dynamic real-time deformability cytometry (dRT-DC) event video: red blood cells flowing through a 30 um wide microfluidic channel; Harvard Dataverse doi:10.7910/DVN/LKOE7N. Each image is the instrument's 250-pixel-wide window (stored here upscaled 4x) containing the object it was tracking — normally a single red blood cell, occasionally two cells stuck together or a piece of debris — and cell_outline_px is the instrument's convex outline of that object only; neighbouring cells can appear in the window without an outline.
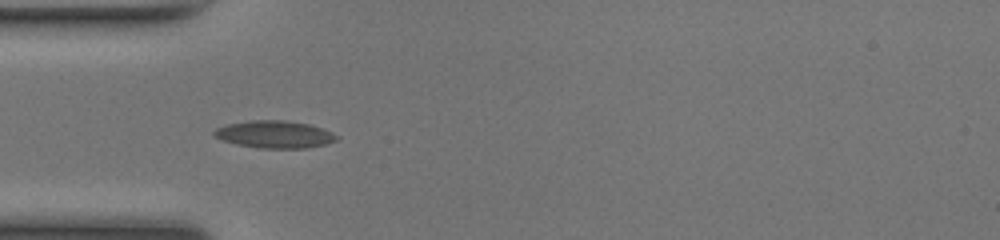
{"species": "common noctule bat (a hibernating species)", "species_latin": "Nyctalus noctula", "temperature_condition": "room temperature", "stored_images_in_passage": 35, "camera_frame_rate_fps": 3000, "um_per_image_px": 0.085, "animal": {"sex": "female", "body_mass_g": 17.0, "forearm_length_mm": 48.0}, "frame": {"image": 1, "passage_image": 1, "time_ms": 0.0, "image_size_px": [1000, 240], "cell_outline_px": [[340, 140], [308, 148], [260, 148], [236, 144], [224, 140], [216, 136], [212, 132], [216, 128], [228, 124], [248, 120], [284, 120], [308, 124], [332, 132], [340, 136]], "centroid_in_image_um": [23.38, 11.42], "position_along_channel_um": 61.6, "area_um2": 19.48}}
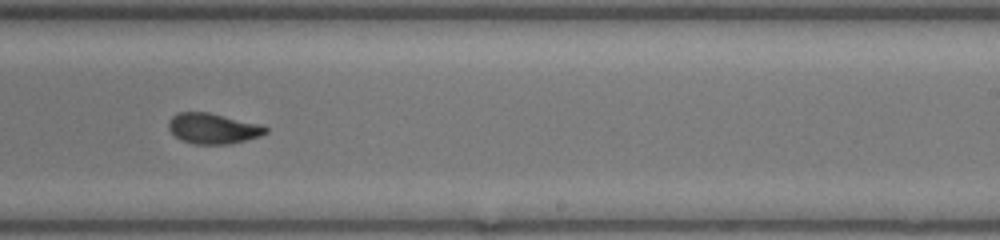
{"frame": {"image": 2, "passage_image": 16, "time_ms": 5.0, "image_size_px": [1000, 240], "cell_outline_px": [[268, 132], [260, 136], [232, 144], [192, 144], [180, 140], [168, 128], [168, 120], [176, 112], [208, 112], [260, 124], [268, 128]], "centroid_in_image_um": [18.09, 10.92], "position_along_channel_um": 270.9, "area_um2": 17.4}}
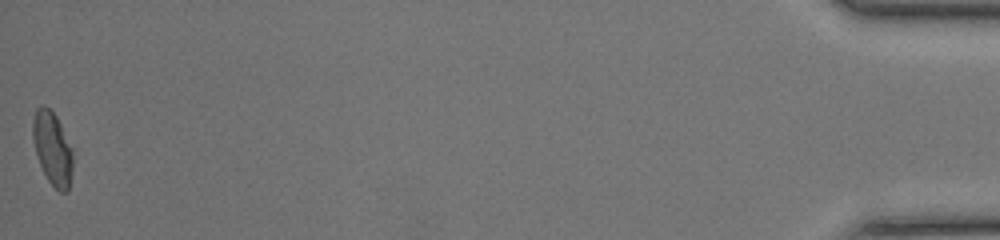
{"frame": {"image": 3, "passage_image": 35, "time_ms": 11.333, "image_size_px": [1000, 240], "cell_outline_px": [[72, 172], [68, 192], [60, 192], [48, 180], [40, 164], [36, 152], [32, 136], [32, 120], [36, 108], [40, 104], [44, 104], [56, 116], [72, 148]], "centroid_in_image_um": [4.45, 12.59], "position_along_channel_um": 430.8, "area_um2": 16.99}, "authors_computed_cell_mechanics": {"area_um2": 17.4556, "velocity_mm_per_s": 4.2078, "shape_relaxation_time_tau1_ms": 4.6621, "shape_relaxation_time_tau2_ms": 1.6694, "deformation_change_tau1": 0.1749, "deformation_change_tau2": 0.0817}}